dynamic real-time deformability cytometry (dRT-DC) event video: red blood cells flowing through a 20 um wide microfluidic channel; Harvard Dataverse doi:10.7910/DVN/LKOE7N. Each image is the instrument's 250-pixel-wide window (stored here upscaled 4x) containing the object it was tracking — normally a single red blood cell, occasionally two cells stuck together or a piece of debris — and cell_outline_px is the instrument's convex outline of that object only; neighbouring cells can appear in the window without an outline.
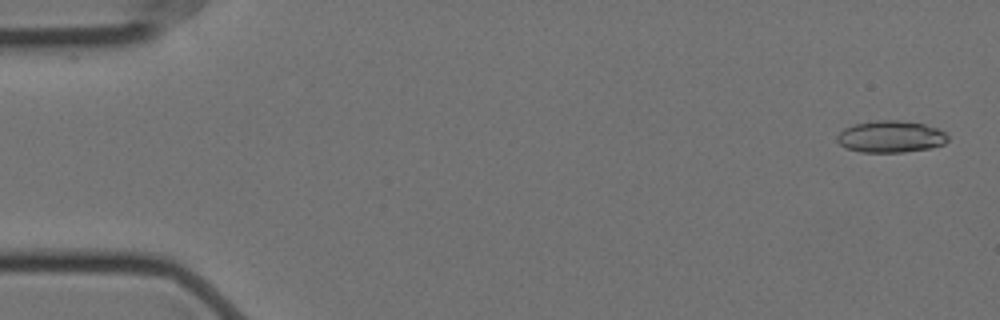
{"species": "Egyptian fruit bat (a non-hibernating species)", "species_latin": "Rousettus aegyptiacus", "temperature_condition": "cold", "stored_images_in_passage": 56, "camera_frame_rate_fps": 3000, "um_per_image_px": 0.085, "animal": {"sex": "female"}, "frame": {"image": 1, "passage_image": 1, "time_ms": 0.0, "image_size_px": [1000, 320], "cell_outline_px": [[948, 140], [944, 144], [928, 148], [904, 152], [860, 152], [844, 148], [836, 140], [836, 136], [844, 128], [856, 124], [876, 120], [896, 120], [924, 124], [936, 128], [944, 132], [948, 136]], "centroid_in_image_um": [75.68, 11.62], "position_along_channel_um": 9.3, "area_um2": 20.46}}
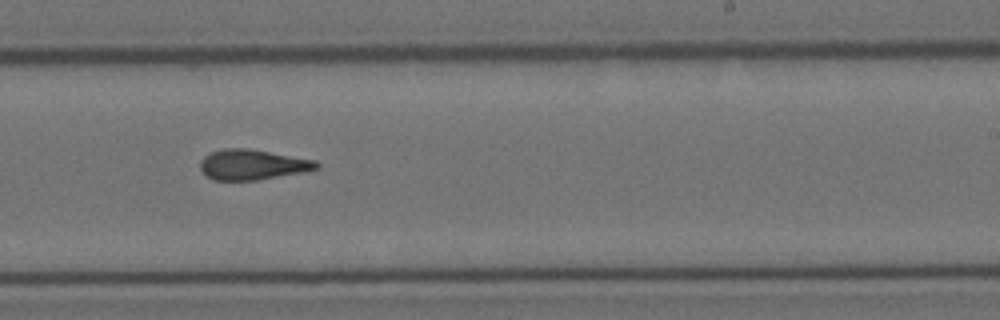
{"frame": {"image": 2, "passage_image": 34, "time_ms": 11.0, "image_size_px": [1000, 320], "cell_outline_px": [[320, 168], [308, 172], [256, 180], [212, 180], [200, 172], [200, 160], [204, 156], [212, 152], [224, 148], [248, 148], [316, 160], [320, 164]], "centroid_in_image_um": [21.48, 14.0], "position_along_channel_um": 267.5, "area_um2": 20.87}}
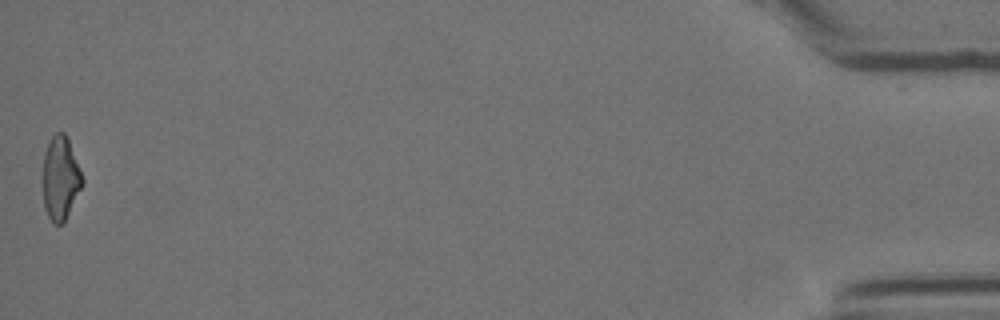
{"frame": {"image": 3, "passage_image": 56, "time_ms": 18.333, "image_size_px": [1000, 320], "cell_outline_px": [[84, 184], [64, 224], [52, 224], [44, 208], [40, 176], [44, 152], [52, 136], [56, 132], [64, 132], [68, 140], [84, 180]], "centroid_in_image_um": [5.1, 15.21], "position_along_channel_um": 430.1, "area_um2": 19.94}, "authors_computed_cell_mechanics": {"area_um2": 20.4612, "velocity_mm_per_s": 3.5365, "shape_relaxation_time_tau1_ms": null, "shape_relaxation_time_tau2_ms": 3.2765, "deformation_change_tau1": null, "deformation_change_tau2": 0.1273}}